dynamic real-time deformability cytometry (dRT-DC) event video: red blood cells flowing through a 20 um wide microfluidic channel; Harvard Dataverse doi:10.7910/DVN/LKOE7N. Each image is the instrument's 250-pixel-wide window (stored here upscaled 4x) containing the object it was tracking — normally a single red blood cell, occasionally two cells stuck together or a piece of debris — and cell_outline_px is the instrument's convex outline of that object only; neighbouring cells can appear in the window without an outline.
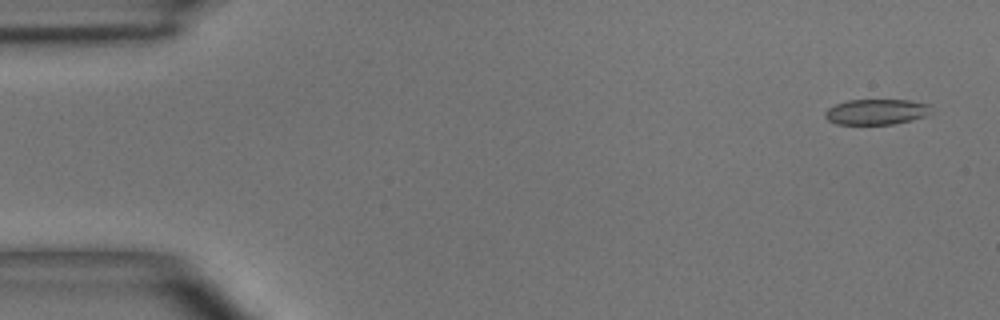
{"species": "common noctule bat (a hibernating species)", "species_latin": "Nyctalus noctula", "temperature_condition": "room temperature", "stored_images_in_passage": 7, "camera_frame_rate_fps": 3000, "um_per_image_px": 0.085, "animal": {"sex": "male", "body_mass_g": 15.6}, "frame": {"image": 1, "passage_image": 1, "time_ms": 0.0, "image_size_px": [1000, 320], "cell_outline_px": [[928, 104], [924, 116], [892, 124], [836, 124], [828, 120], [824, 116], [824, 112], [828, 108], [836, 104], [848, 100], [908, 100]], "centroid_in_image_um": [74.36, 9.5], "position_along_channel_um": 10.6, "area_um2": 15.32}}
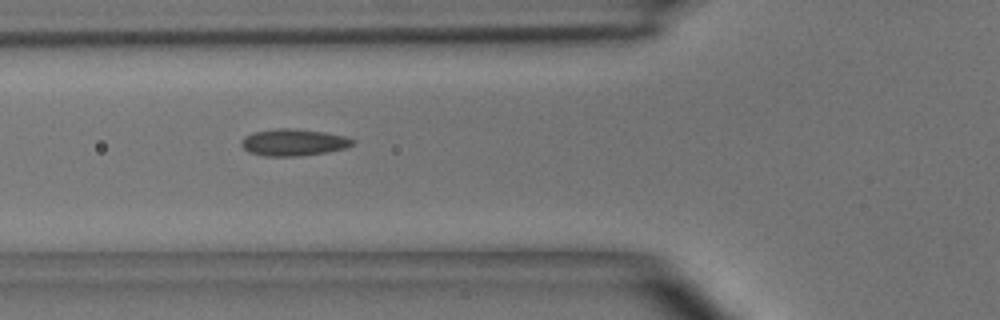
{"frame": {"image": 2, "passage_image": 5, "time_ms": 5.333, "image_size_px": [1000, 320], "cell_outline_px": [[356, 144], [344, 148], [328, 152], [296, 156], [264, 156], [248, 152], [240, 144], [244, 136], [256, 132], [276, 128], [292, 128], [324, 132], [344, 136], [356, 140]], "centroid_in_image_um": [24.96, 12.1], "position_along_channel_um": 100.8, "area_um2": 17.4}}